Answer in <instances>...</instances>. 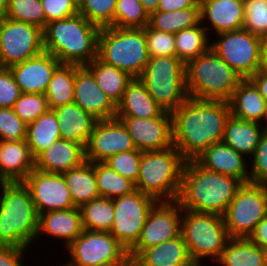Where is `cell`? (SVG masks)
I'll return each mask as SVG.
<instances>
[{
    "mask_svg": "<svg viewBox=\"0 0 267 266\" xmlns=\"http://www.w3.org/2000/svg\"><path fill=\"white\" fill-rule=\"evenodd\" d=\"M171 114L173 146L189 161L222 141L231 113L226 101L189 97Z\"/></svg>",
    "mask_w": 267,
    "mask_h": 266,
    "instance_id": "1",
    "label": "cell"
},
{
    "mask_svg": "<svg viewBox=\"0 0 267 266\" xmlns=\"http://www.w3.org/2000/svg\"><path fill=\"white\" fill-rule=\"evenodd\" d=\"M243 183L235 177L185 162L177 201L182 209L223 215Z\"/></svg>",
    "mask_w": 267,
    "mask_h": 266,
    "instance_id": "2",
    "label": "cell"
},
{
    "mask_svg": "<svg viewBox=\"0 0 267 266\" xmlns=\"http://www.w3.org/2000/svg\"><path fill=\"white\" fill-rule=\"evenodd\" d=\"M100 29L80 13L50 22L43 29L44 51L62 64L85 66L98 56Z\"/></svg>",
    "mask_w": 267,
    "mask_h": 266,
    "instance_id": "3",
    "label": "cell"
},
{
    "mask_svg": "<svg viewBox=\"0 0 267 266\" xmlns=\"http://www.w3.org/2000/svg\"><path fill=\"white\" fill-rule=\"evenodd\" d=\"M0 245L27 248L36 239L39 215L23 181L0 182Z\"/></svg>",
    "mask_w": 267,
    "mask_h": 266,
    "instance_id": "4",
    "label": "cell"
},
{
    "mask_svg": "<svg viewBox=\"0 0 267 266\" xmlns=\"http://www.w3.org/2000/svg\"><path fill=\"white\" fill-rule=\"evenodd\" d=\"M188 97L228 102L243 79L211 48L186 63Z\"/></svg>",
    "mask_w": 267,
    "mask_h": 266,
    "instance_id": "5",
    "label": "cell"
},
{
    "mask_svg": "<svg viewBox=\"0 0 267 266\" xmlns=\"http://www.w3.org/2000/svg\"><path fill=\"white\" fill-rule=\"evenodd\" d=\"M185 162L174 146L142 152L136 189L156 201L177 200Z\"/></svg>",
    "mask_w": 267,
    "mask_h": 266,
    "instance_id": "6",
    "label": "cell"
},
{
    "mask_svg": "<svg viewBox=\"0 0 267 266\" xmlns=\"http://www.w3.org/2000/svg\"><path fill=\"white\" fill-rule=\"evenodd\" d=\"M98 57L129 73L133 78H138L150 58L143 28H101L98 36Z\"/></svg>",
    "mask_w": 267,
    "mask_h": 266,
    "instance_id": "7",
    "label": "cell"
},
{
    "mask_svg": "<svg viewBox=\"0 0 267 266\" xmlns=\"http://www.w3.org/2000/svg\"><path fill=\"white\" fill-rule=\"evenodd\" d=\"M180 234L195 265H202L207 257L217 263L230 238L222 215L186 209H182Z\"/></svg>",
    "mask_w": 267,
    "mask_h": 266,
    "instance_id": "8",
    "label": "cell"
},
{
    "mask_svg": "<svg viewBox=\"0 0 267 266\" xmlns=\"http://www.w3.org/2000/svg\"><path fill=\"white\" fill-rule=\"evenodd\" d=\"M185 70L186 64L176 56L150 57L138 78L151 97L172 113L189 98Z\"/></svg>",
    "mask_w": 267,
    "mask_h": 266,
    "instance_id": "9",
    "label": "cell"
},
{
    "mask_svg": "<svg viewBox=\"0 0 267 266\" xmlns=\"http://www.w3.org/2000/svg\"><path fill=\"white\" fill-rule=\"evenodd\" d=\"M267 215V184H243L222 215L230 238H249Z\"/></svg>",
    "mask_w": 267,
    "mask_h": 266,
    "instance_id": "10",
    "label": "cell"
},
{
    "mask_svg": "<svg viewBox=\"0 0 267 266\" xmlns=\"http://www.w3.org/2000/svg\"><path fill=\"white\" fill-rule=\"evenodd\" d=\"M70 266H110L128 264V251L110 232L83 230L66 248Z\"/></svg>",
    "mask_w": 267,
    "mask_h": 266,
    "instance_id": "11",
    "label": "cell"
},
{
    "mask_svg": "<svg viewBox=\"0 0 267 266\" xmlns=\"http://www.w3.org/2000/svg\"><path fill=\"white\" fill-rule=\"evenodd\" d=\"M210 48L243 79L258 71L261 37L245 29L216 34Z\"/></svg>",
    "mask_w": 267,
    "mask_h": 266,
    "instance_id": "12",
    "label": "cell"
},
{
    "mask_svg": "<svg viewBox=\"0 0 267 266\" xmlns=\"http://www.w3.org/2000/svg\"><path fill=\"white\" fill-rule=\"evenodd\" d=\"M44 51L43 30L33 24L0 18V65L9 67Z\"/></svg>",
    "mask_w": 267,
    "mask_h": 266,
    "instance_id": "13",
    "label": "cell"
},
{
    "mask_svg": "<svg viewBox=\"0 0 267 266\" xmlns=\"http://www.w3.org/2000/svg\"><path fill=\"white\" fill-rule=\"evenodd\" d=\"M156 202L137 189L113 199L114 221L109 232L127 251L137 243L148 213Z\"/></svg>",
    "mask_w": 267,
    "mask_h": 266,
    "instance_id": "14",
    "label": "cell"
},
{
    "mask_svg": "<svg viewBox=\"0 0 267 266\" xmlns=\"http://www.w3.org/2000/svg\"><path fill=\"white\" fill-rule=\"evenodd\" d=\"M182 207L177 200L157 201L150 209L137 243L128 251L134 260L144 249L180 235Z\"/></svg>",
    "mask_w": 267,
    "mask_h": 266,
    "instance_id": "15",
    "label": "cell"
},
{
    "mask_svg": "<svg viewBox=\"0 0 267 266\" xmlns=\"http://www.w3.org/2000/svg\"><path fill=\"white\" fill-rule=\"evenodd\" d=\"M23 183L30 192L38 215L75 207L63 174L46 173L34 168Z\"/></svg>",
    "mask_w": 267,
    "mask_h": 266,
    "instance_id": "16",
    "label": "cell"
},
{
    "mask_svg": "<svg viewBox=\"0 0 267 266\" xmlns=\"http://www.w3.org/2000/svg\"><path fill=\"white\" fill-rule=\"evenodd\" d=\"M132 137L137 150L160 151L173 146L172 114L152 118L116 117Z\"/></svg>",
    "mask_w": 267,
    "mask_h": 266,
    "instance_id": "17",
    "label": "cell"
},
{
    "mask_svg": "<svg viewBox=\"0 0 267 266\" xmlns=\"http://www.w3.org/2000/svg\"><path fill=\"white\" fill-rule=\"evenodd\" d=\"M131 150L137 149L119 119L99 120L85 147V160L92 163L104 162L115 154Z\"/></svg>",
    "mask_w": 267,
    "mask_h": 266,
    "instance_id": "18",
    "label": "cell"
},
{
    "mask_svg": "<svg viewBox=\"0 0 267 266\" xmlns=\"http://www.w3.org/2000/svg\"><path fill=\"white\" fill-rule=\"evenodd\" d=\"M62 63L49 52L9 66L22 93L45 94L53 73Z\"/></svg>",
    "mask_w": 267,
    "mask_h": 266,
    "instance_id": "19",
    "label": "cell"
},
{
    "mask_svg": "<svg viewBox=\"0 0 267 266\" xmlns=\"http://www.w3.org/2000/svg\"><path fill=\"white\" fill-rule=\"evenodd\" d=\"M74 103L98 120L116 118V105L85 66H81L75 73Z\"/></svg>",
    "mask_w": 267,
    "mask_h": 266,
    "instance_id": "20",
    "label": "cell"
},
{
    "mask_svg": "<svg viewBox=\"0 0 267 266\" xmlns=\"http://www.w3.org/2000/svg\"><path fill=\"white\" fill-rule=\"evenodd\" d=\"M244 158L243 154L220 141L209 146L195 160L203 168L235 177L243 184H247L250 183V173Z\"/></svg>",
    "mask_w": 267,
    "mask_h": 266,
    "instance_id": "21",
    "label": "cell"
},
{
    "mask_svg": "<svg viewBox=\"0 0 267 266\" xmlns=\"http://www.w3.org/2000/svg\"><path fill=\"white\" fill-rule=\"evenodd\" d=\"M200 17L202 24L210 21L209 27L204 25L207 33L210 29L217 34L243 29V0H200Z\"/></svg>",
    "mask_w": 267,
    "mask_h": 266,
    "instance_id": "22",
    "label": "cell"
},
{
    "mask_svg": "<svg viewBox=\"0 0 267 266\" xmlns=\"http://www.w3.org/2000/svg\"><path fill=\"white\" fill-rule=\"evenodd\" d=\"M84 161L85 148L82 145L59 139L35 158V168L46 173L63 174Z\"/></svg>",
    "mask_w": 267,
    "mask_h": 266,
    "instance_id": "23",
    "label": "cell"
},
{
    "mask_svg": "<svg viewBox=\"0 0 267 266\" xmlns=\"http://www.w3.org/2000/svg\"><path fill=\"white\" fill-rule=\"evenodd\" d=\"M34 168L26 139L0 141V182L23 181Z\"/></svg>",
    "mask_w": 267,
    "mask_h": 266,
    "instance_id": "24",
    "label": "cell"
},
{
    "mask_svg": "<svg viewBox=\"0 0 267 266\" xmlns=\"http://www.w3.org/2000/svg\"><path fill=\"white\" fill-rule=\"evenodd\" d=\"M52 110L58 119L61 139L76 142L85 148L99 120L76 103L66 104Z\"/></svg>",
    "mask_w": 267,
    "mask_h": 266,
    "instance_id": "25",
    "label": "cell"
},
{
    "mask_svg": "<svg viewBox=\"0 0 267 266\" xmlns=\"http://www.w3.org/2000/svg\"><path fill=\"white\" fill-rule=\"evenodd\" d=\"M80 209L50 211L39 215L38 235L49 234L63 239L66 248L83 232Z\"/></svg>",
    "mask_w": 267,
    "mask_h": 266,
    "instance_id": "26",
    "label": "cell"
},
{
    "mask_svg": "<svg viewBox=\"0 0 267 266\" xmlns=\"http://www.w3.org/2000/svg\"><path fill=\"white\" fill-rule=\"evenodd\" d=\"M133 261L139 266H196L181 234L144 249Z\"/></svg>",
    "mask_w": 267,
    "mask_h": 266,
    "instance_id": "27",
    "label": "cell"
},
{
    "mask_svg": "<svg viewBox=\"0 0 267 266\" xmlns=\"http://www.w3.org/2000/svg\"><path fill=\"white\" fill-rule=\"evenodd\" d=\"M164 111L139 78H133L116 105V117L152 118L160 116Z\"/></svg>",
    "mask_w": 267,
    "mask_h": 266,
    "instance_id": "28",
    "label": "cell"
},
{
    "mask_svg": "<svg viewBox=\"0 0 267 266\" xmlns=\"http://www.w3.org/2000/svg\"><path fill=\"white\" fill-rule=\"evenodd\" d=\"M266 100L249 79H242L228 101L230 113L250 122L263 123Z\"/></svg>",
    "mask_w": 267,
    "mask_h": 266,
    "instance_id": "29",
    "label": "cell"
},
{
    "mask_svg": "<svg viewBox=\"0 0 267 266\" xmlns=\"http://www.w3.org/2000/svg\"><path fill=\"white\" fill-rule=\"evenodd\" d=\"M263 124L239 119L232 114L228 117L222 141L240 154L253 156L266 128Z\"/></svg>",
    "mask_w": 267,
    "mask_h": 266,
    "instance_id": "30",
    "label": "cell"
},
{
    "mask_svg": "<svg viewBox=\"0 0 267 266\" xmlns=\"http://www.w3.org/2000/svg\"><path fill=\"white\" fill-rule=\"evenodd\" d=\"M75 207L100 198L95 174V162L84 161L81 165L63 173Z\"/></svg>",
    "mask_w": 267,
    "mask_h": 266,
    "instance_id": "31",
    "label": "cell"
},
{
    "mask_svg": "<svg viewBox=\"0 0 267 266\" xmlns=\"http://www.w3.org/2000/svg\"><path fill=\"white\" fill-rule=\"evenodd\" d=\"M85 67L115 105L121 101L128 84L133 80L129 73L103 62L98 56Z\"/></svg>",
    "mask_w": 267,
    "mask_h": 266,
    "instance_id": "32",
    "label": "cell"
},
{
    "mask_svg": "<svg viewBox=\"0 0 267 266\" xmlns=\"http://www.w3.org/2000/svg\"><path fill=\"white\" fill-rule=\"evenodd\" d=\"M61 139L58 119L53 110H48L35 121L27 124L26 142L35 159L54 142Z\"/></svg>",
    "mask_w": 267,
    "mask_h": 266,
    "instance_id": "33",
    "label": "cell"
},
{
    "mask_svg": "<svg viewBox=\"0 0 267 266\" xmlns=\"http://www.w3.org/2000/svg\"><path fill=\"white\" fill-rule=\"evenodd\" d=\"M217 262L221 266H264V250L249 238H229Z\"/></svg>",
    "mask_w": 267,
    "mask_h": 266,
    "instance_id": "34",
    "label": "cell"
},
{
    "mask_svg": "<svg viewBox=\"0 0 267 266\" xmlns=\"http://www.w3.org/2000/svg\"><path fill=\"white\" fill-rule=\"evenodd\" d=\"M80 67L76 64H61L55 70L45 91L50 110L74 103L75 73Z\"/></svg>",
    "mask_w": 267,
    "mask_h": 266,
    "instance_id": "35",
    "label": "cell"
},
{
    "mask_svg": "<svg viewBox=\"0 0 267 266\" xmlns=\"http://www.w3.org/2000/svg\"><path fill=\"white\" fill-rule=\"evenodd\" d=\"M201 23L200 7H189L177 11H157L149 16V26L160 32L176 34Z\"/></svg>",
    "mask_w": 267,
    "mask_h": 266,
    "instance_id": "36",
    "label": "cell"
},
{
    "mask_svg": "<svg viewBox=\"0 0 267 266\" xmlns=\"http://www.w3.org/2000/svg\"><path fill=\"white\" fill-rule=\"evenodd\" d=\"M203 25L200 23L175 34L176 57L185 64L210 48L209 35Z\"/></svg>",
    "mask_w": 267,
    "mask_h": 266,
    "instance_id": "37",
    "label": "cell"
},
{
    "mask_svg": "<svg viewBox=\"0 0 267 266\" xmlns=\"http://www.w3.org/2000/svg\"><path fill=\"white\" fill-rule=\"evenodd\" d=\"M84 230L109 232L114 221L113 199L97 198L80 208Z\"/></svg>",
    "mask_w": 267,
    "mask_h": 266,
    "instance_id": "38",
    "label": "cell"
},
{
    "mask_svg": "<svg viewBox=\"0 0 267 266\" xmlns=\"http://www.w3.org/2000/svg\"><path fill=\"white\" fill-rule=\"evenodd\" d=\"M96 183L100 197L114 199L136 190L135 183L118 174L104 162H95Z\"/></svg>",
    "mask_w": 267,
    "mask_h": 266,
    "instance_id": "39",
    "label": "cell"
},
{
    "mask_svg": "<svg viewBox=\"0 0 267 266\" xmlns=\"http://www.w3.org/2000/svg\"><path fill=\"white\" fill-rule=\"evenodd\" d=\"M6 18L46 27V15L41 0H9Z\"/></svg>",
    "mask_w": 267,
    "mask_h": 266,
    "instance_id": "40",
    "label": "cell"
},
{
    "mask_svg": "<svg viewBox=\"0 0 267 266\" xmlns=\"http://www.w3.org/2000/svg\"><path fill=\"white\" fill-rule=\"evenodd\" d=\"M149 25V15L139 0H117L114 27L144 28Z\"/></svg>",
    "mask_w": 267,
    "mask_h": 266,
    "instance_id": "41",
    "label": "cell"
},
{
    "mask_svg": "<svg viewBox=\"0 0 267 266\" xmlns=\"http://www.w3.org/2000/svg\"><path fill=\"white\" fill-rule=\"evenodd\" d=\"M117 0H77L79 13L100 28L113 26Z\"/></svg>",
    "mask_w": 267,
    "mask_h": 266,
    "instance_id": "42",
    "label": "cell"
},
{
    "mask_svg": "<svg viewBox=\"0 0 267 266\" xmlns=\"http://www.w3.org/2000/svg\"><path fill=\"white\" fill-rule=\"evenodd\" d=\"M13 110L22 121L29 124L49 110L47 97L45 94L22 93Z\"/></svg>",
    "mask_w": 267,
    "mask_h": 266,
    "instance_id": "43",
    "label": "cell"
},
{
    "mask_svg": "<svg viewBox=\"0 0 267 266\" xmlns=\"http://www.w3.org/2000/svg\"><path fill=\"white\" fill-rule=\"evenodd\" d=\"M243 29L262 36L267 31V0H243Z\"/></svg>",
    "mask_w": 267,
    "mask_h": 266,
    "instance_id": "44",
    "label": "cell"
},
{
    "mask_svg": "<svg viewBox=\"0 0 267 266\" xmlns=\"http://www.w3.org/2000/svg\"><path fill=\"white\" fill-rule=\"evenodd\" d=\"M141 157L142 151L140 150L124 151L109 157L104 163L118 174L136 183Z\"/></svg>",
    "mask_w": 267,
    "mask_h": 266,
    "instance_id": "45",
    "label": "cell"
},
{
    "mask_svg": "<svg viewBox=\"0 0 267 266\" xmlns=\"http://www.w3.org/2000/svg\"><path fill=\"white\" fill-rule=\"evenodd\" d=\"M143 30L149 57L176 56L174 34L154 30L149 25Z\"/></svg>",
    "mask_w": 267,
    "mask_h": 266,
    "instance_id": "46",
    "label": "cell"
},
{
    "mask_svg": "<svg viewBox=\"0 0 267 266\" xmlns=\"http://www.w3.org/2000/svg\"><path fill=\"white\" fill-rule=\"evenodd\" d=\"M27 137V124L13 108H0V141H19Z\"/></svg>",
    "mask_w": 267,
    "mask_h": 266,
    "instance_id": "47",
    "label": "cell"
},
{
    "mask_svg": "<svg viewBox=\"0 0 267 266\" xmlns=\"http://www.w3.org/2000/svg\"><path fill=\"white\" fill-rule=\"evenodd\" d=\"M250 183L267 184V130L262 135L252 156Z\"/></svg>",
    "mask_w": 267,
    "mask_h": 266,
    "instance_id": "48",
    "label": "cell"
},
{
    "mask_svg": "<svg viewBox=\"0 0 267 266\" xmlns=\"http://www.w3.org/2000/svg\"><path fill=\"white\" fill-rule=\"evenodd\" d=\"M47 24L79 13L76 0H41Z\"/></svg>",
    "mask_w": 267,
    "mask_h": 266,
    "instance_id": "49",
    "label": "cell"
},
{
    "mask_svg": "<svg viewBox=\"0 0 267 266\" xmlns=\"http://www.w3.org/2000/svg\"><path fill=\"white\" fill-rule=\"evenodd\" d=\"M22 94L19 86L7 67L0 68V108H13Z\"/></svg>",
    "mask_w": 267,
    "mask_h": 266,
    "instance_id": "50",
    "label": "cell"
},
{
    "mask_svg": "<svg viewBox=\"0 0 267 266\" xmlns=\"http://www.w3.org/2000/svg\"><path fill=\"white\" fill-rule=\"evenodd\" d=\"M26 249L0 245V266H23L22 258Z\"/></svg>",
    "mask_w": 267,
    "mask_h": 266,
    "instance_id": "51",
    "label": "cell"
},
{
    "mask_svg": "<svg viewBox=\"0 0 267 266\" xmlns=\"http://www.w3.org/2000/svg\"><path fill=\"white\" fill-rule=\"evenodd\" d=\"M189 7H200V0H160L158 11H177Z\"/></svg>",
    "mask_w": 267,
    "mask_h": 266,
    "instance_id": "52",
    "label": "cell"
},
{
    "mask_svg": "<svg viewBox=\"0 0 267 266\" xmlns=\"http://www.w3.org/2000/svg\"><path fill=\"white\" fill-rule=\"evenodd\" d=\"M249 239L264 251L267 250V215L257 224Z\"/></svg>",
    "mask_w": 267,
    "mask_h": 266,
    "instance_id": "53",
    "label": "cell"
},
{
    "mask_svg": "<svg viewBox=\"0 0 267 266\" xmlns=\"http://www.w3.org/2000/svg\"><path fill=\"white\" fill-rule=\"evenodd\" d=\"M249 79L255 84L260 94L267 101V73L257 71Z\"/></svg>",
    "mask_w": 267,
    "mask_h": 266,
    "instance_id": "54",
    "label": "cell"
},
{
    "mask_svg": "<svg viewBox=\"0 0 267 266\" xmlns=\"http://www.w3.org/2000/svg\"><path fill=\"white\" fill-rule=\"evenodd\" d=\"M143 5L144 10L150 16L152 13L158 11L160 0H139Z\"/></svg>",
    "mask_w": 267,
    "mask_h": 266,
    "instance_id": "55",
    "label": "cell"
},
{
    "mask_svg": "<svg viewBox=\"0 0 267 266\" xmlns=\"http://www.w3.org/2000/svg\"><path fill=\"white\" fill-rule=\"evenodd\" d=\"M258 71L267 73V47H261Z\"/></svg>",
    "mask_w": 267,
    "mask_h": 266,
    "instance_id": "56",
    "label": "cell"
},
{
    "mask_svg": "<svg viewBox=\"0 0 267 266\" xmlns=\"http://www.w3.org/2000/svg\"><path fill=\"white\" fill-rule=\"evenodd\" d=\"M9 0H0V18H3L8 9Z\"/></svg>",
    "mask_w": 267,
    "mask_h": 266,
    "instance_id": "57",
    "label": "cell"
},
{
    "mask_svg": "<svg viewBox=\"0 0 267 266\" xmlns=\"http://www.w3.org/2000/svg\"><path fill=\"white\" fill-rule=\"evenodd\" d=\"M261 47H267V31L261 36Z\"/></svg>",
    "mask_w": 267,
    "mask_h": 266,
    "instance_id": "58",
    "label": "cell"
},
{
    "mask_svg": "<svg viewBox=\"0 0 267 266\" xmlns=\"http://www.w3.org/2000/svg\"><path fill=\"white\" fill-rule=\"evenodd\" d=\"M263 121L266 123V124L264 123L263 127L266 128V130H267V102H266L265 114H264Z\"/></svg>",
    "mask_w": 267,
    "mask_h": 266,
    "instance_id": "59",
    "label": "cell"
},
{
    "mask_svg": "<svg viewBox=\"0 0 267 266\" xmlns=\"http://www.w3.org/2000/svg\"><path fill=\"white\" fill-rule=\"evenodd\" d=\"M126 266H139V265L135 263L133 260H131Z\"/></svg>",
    "mask_w": 267,
    "mask_h": 266,
    "instance_id": "60",
    "label": "cell"
},
{
    "mask_svg": "<svg viewBox=\"0 0 267 266\" xmlns=\"http://www.w3.org/2000/svg\"><path fill=\"white\" fill-rule=\"evenodd\" d=\"M264 260H265L264 266H267V250L264 251Z\"/></svg>",
    "mask_w": 267,
    "mask_h": 266,
    "instance_id": "61",
    "label": "cell"
},
{
    "mask_svg": "<svg viewBox=\"0 0 267 266\" xmlns=\"http://www.w3.org/2000/svg\"><path fill=\"white\" fill-rule=\"evenodd\" d=\"M127 264H116V265H110V266H126Z\"/></svg>",
    "mask_w": 267,
    "mask_h": 266,
    "instance_id": "62",
    "label": "cell"
},
{
    "mask_svg": "<svg viewBox=\"0 0 267 266\" xmlns=\"http://www.w3.org/2000/svg\"><path fill=\"white\" fill-rule=\"evenodd\" d=\"M59 266H70V265H68L67 263H63V265H59Z\"/></svg>",
    "mask_w": 267,
    "mask_h": 266,
    "instance_id": "63",
    "label": "cell"
}]
</instances>
